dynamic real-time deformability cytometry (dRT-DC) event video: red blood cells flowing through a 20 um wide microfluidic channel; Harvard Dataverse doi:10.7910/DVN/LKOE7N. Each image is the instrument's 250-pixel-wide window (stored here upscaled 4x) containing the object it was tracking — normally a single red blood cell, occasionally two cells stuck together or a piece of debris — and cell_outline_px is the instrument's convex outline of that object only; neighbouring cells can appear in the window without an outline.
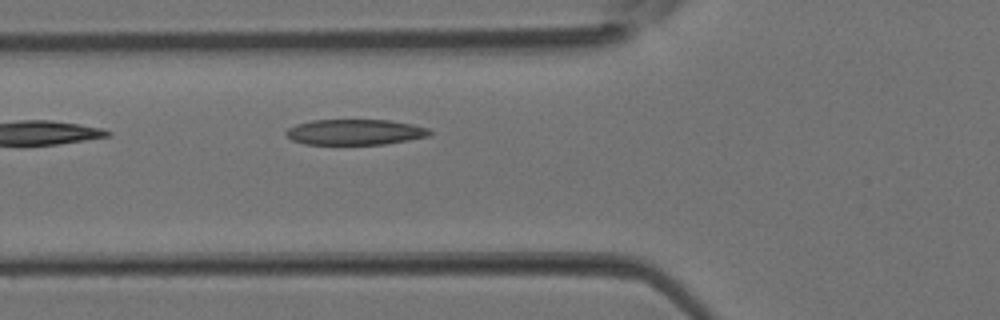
{"species": "Egyptian fruit bat (a non-hibernating species)", "species_latin": "Rousettus aegyptiacus", "temperature_condition": "room temperature", "stored_images_in_passage": 3, "camera_frame_rate_fps": 3000, "um_per_image_px": 0.085, "animal": {"sex": "female"}, "frame": {"image": 1, "passage_image": 3, "time_ms": 0.667, "image_size_px": [1000, 320], "cell_outline_px": [[432, 132], [428, 136], [408, 140], [384, 144], [304, 144], [292, 140], [284, 132], [288, 128], [296, 124], [312, 120], [388, 120], [412, 124], [428, 128]], "centroid_in_image_um": [30.16, 11.22], "position_along_channel_um": 95.6, "area_um2": 21.33}}